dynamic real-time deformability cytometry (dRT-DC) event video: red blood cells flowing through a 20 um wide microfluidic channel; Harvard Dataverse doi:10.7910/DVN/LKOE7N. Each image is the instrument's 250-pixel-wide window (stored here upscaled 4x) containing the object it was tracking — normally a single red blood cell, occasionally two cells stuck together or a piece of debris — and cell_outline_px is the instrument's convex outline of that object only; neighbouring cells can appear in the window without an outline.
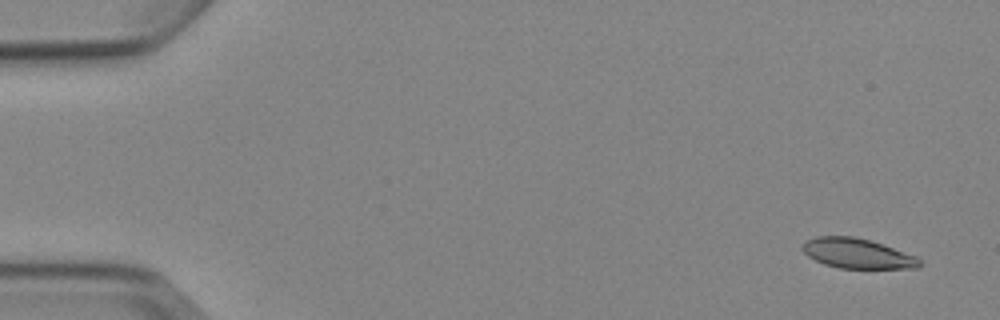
{"species": "Egyptian fruit bat (a non-hibernating species)", "species_latin": "Rousettus aegyptiacus", "temperature_condition": "cold", "stored_images_in_passage": 6, "camera_frame_rate_fps": 3000, "um_per_image_px": 0.085, "animal": {"sex": "female"}, "frame": {"image": 1, "passage_image": 1, "time_ms": 0.0, "image_size_px": [1000, 320], "cell_outline_px": [[920, 268], [840, 268], [824, 264], [808, 256], [800, 248], [804, 240], [816, 236], [856, 236], [916, 256], [920, 260]], "centroid_in_image_um": [72.81, 21.53], "position_along_channel_um": 12.2, "area_um2": 20.29}}
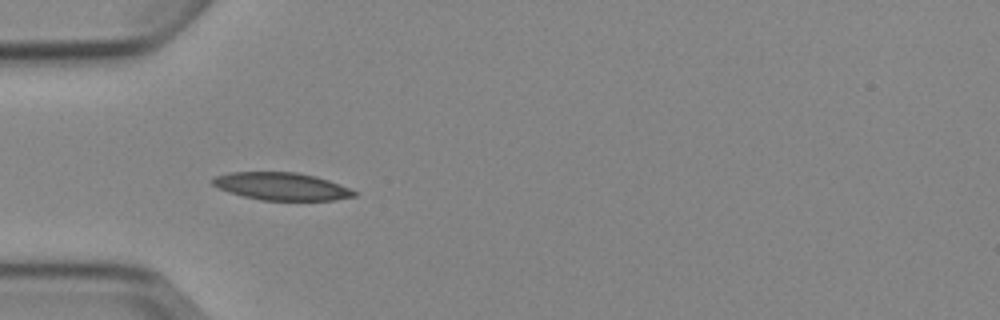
{"frame": {"image": 2, "passage_image": 5, "time_ms": 4.667, "image_size_px": [1000, 320], "cell_outline_px": [[356, 196], [332, 200], [260, 200], [228, 192], [212, 184], [212, 180], [216, 176], [228, 172], [296, 172], [316, 176], [328, 180], [348, 188], [356, 192]], "centroid_in_image_um": [23.91, 15.83], "position_along_channel_um": 61.1, "area_um2": 22.54}}
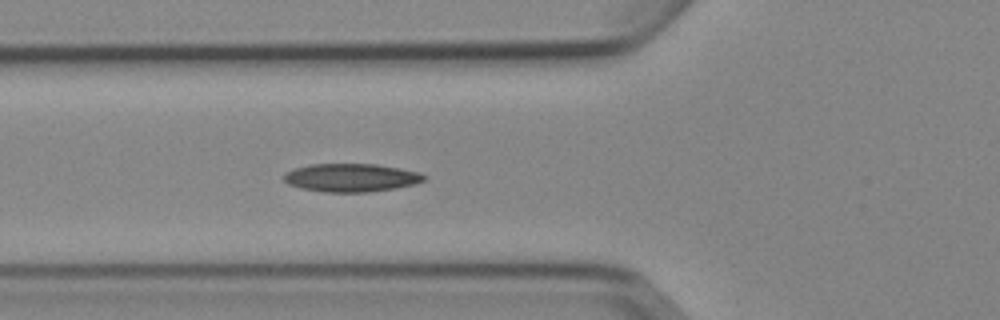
{"frame": {"image": 3, "passage_image": 6, "time_ms": 5.667, "image_size_px": [1000, 320], "cell_outline_px": [[428, 176], [424, 180], [412, 184], [396, 188], [368, 192], [324, 192], [300, 188], [288, 184], [284, 180], [284, 172], [292, 168], [312, 164], [376, 164], [400, 168], [420, 172]], "centroid_in_image_um": [29.82, 15.1], "position_along_channel_um": 96.0, "area_um2": 23.18}}